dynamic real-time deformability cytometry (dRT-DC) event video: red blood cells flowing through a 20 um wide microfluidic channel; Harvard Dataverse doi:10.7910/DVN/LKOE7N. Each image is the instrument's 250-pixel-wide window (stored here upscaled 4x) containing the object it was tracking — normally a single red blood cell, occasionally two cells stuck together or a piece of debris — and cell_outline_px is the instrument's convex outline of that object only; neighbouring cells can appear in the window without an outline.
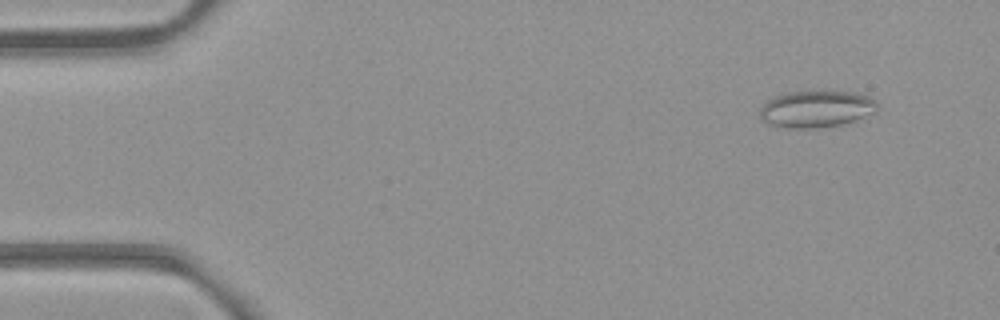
{"species": "common noctule bat (a hibernating species)", "species_latin": "Nyctalus noctula", "temperature_condition": "room temperature", "stored_images_in_passage": 52, "camera_frame_rate_fps": 3000, "um_per_image_px": 0.085, "animal": {"sex": "female", "body_mass_g": 21.9}, "frame": {"image": 1, "passage_image": 5, "time_ms": 1.333, "image_size_px": [1000, 320], "cell_outline_px": [[876, 108], [872, 112], [852, 120], [840, 124], [820, 128], [776, 128], [764, 120], [760, 116], [760, 108], [768, 100], [776, 96], [788, 92], [824, 88], [852, 92], [868, 96], [876, 104]], "centroid_in_image_um": [69.31, 9.22], "position_along_channel_um": 15.7, "area_um2": 25.49}}
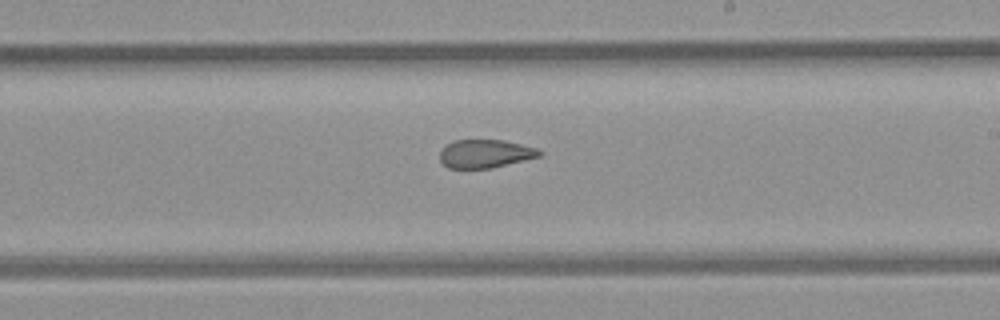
{"frame": {"image": 2, "passage_image": 31, "time_ms": 10.0, "image_size_px": [1000, 320], "cell_outline_px": [[544, 152], [540, 156], [492, 168], [448, 168], [440, 160], [440, 152], [452, 140], [504, 140], [536, 148]], "centroid_in_image_um": [41.25, 13.06], "position_along_channel_um": 247.7, "area_um2": 16.3}}
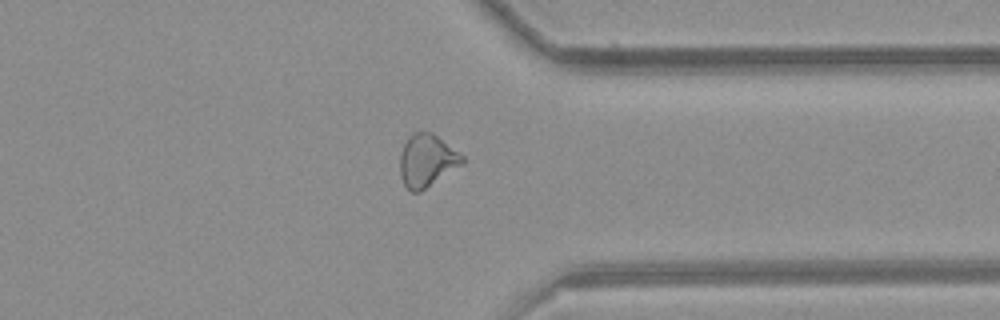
{"frame": {"image": 3, "passage_image": 41, "time_ms": 13.333, "image_size_px": [1000, 320], "cell_outline_px": [[464, 164], [420, 192], [412, 192], [404, 184], [400, 176], [400, 152], [408, 136], [412, 132], [432, 132], [464, 156]], "centroid_in_image_um": [36.28, 13.65], "position_along_channel_um": 375.1, "area_um2": 19.19}}